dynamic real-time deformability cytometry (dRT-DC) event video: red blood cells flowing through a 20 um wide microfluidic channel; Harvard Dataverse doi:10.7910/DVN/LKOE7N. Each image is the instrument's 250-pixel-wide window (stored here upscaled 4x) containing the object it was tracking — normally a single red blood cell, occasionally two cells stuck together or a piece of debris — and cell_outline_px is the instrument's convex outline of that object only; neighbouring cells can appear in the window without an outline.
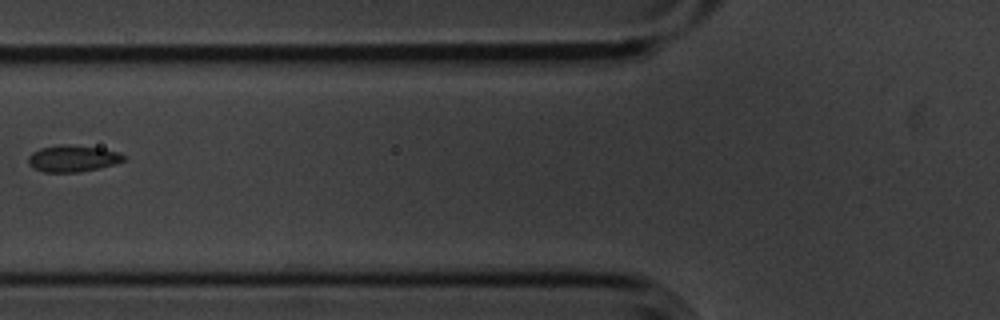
{"species": "common noctule bat (a hibernating species)", "species_latin": "Nyctalus noctula", "temperature_condition": "cold", "stored_images_in_passage": 5, "camera_frame_rate_fps": 3000, "um_per_image_px": 0.085, "animal": {"sex": "male", "body_mass_g": 20.1, "forearm_length_mm": 53.5}, "frame": {"image": 1, "passage_image": 4, "time_ms": 1.0, "image_size_px": [1000, 320], "cell_outline_px": [[124, 160], [112, 164], [80, 172], [44, 172], [32, 168], [28, 164], [28, 156], [32, 152], [40, 148], [60, 144], [68, 144], [100, 148], [120, 152], [124, 156]], "centroid_in_image_um": [6.12, 13.46], "position_along_channel_um": 119.7, "area_um2": 14.74}}
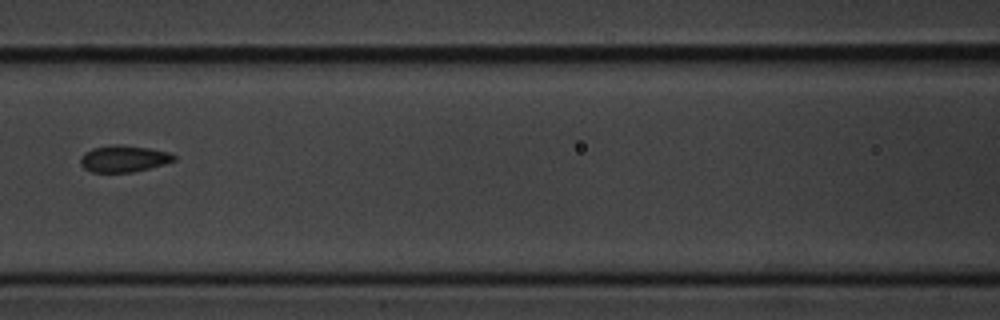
{"frame": {"image": 2, "passage_image": 5, "time_ms": 1.333, "image_size_px": [1000, 320], "cell_outline_px": [[176, 160], [164, 164], [132, 172], [92, 172], [84, 168], [80, 164], [80, 156], [84, 152], [92, 148], [112, 144], [116, 144], [148, 148], [168, 152], [176, 156]], "centroid_in_image_um": [10.48, 13.48], "position_along_channel_um": 156.1, "area_um2": 14.51}}